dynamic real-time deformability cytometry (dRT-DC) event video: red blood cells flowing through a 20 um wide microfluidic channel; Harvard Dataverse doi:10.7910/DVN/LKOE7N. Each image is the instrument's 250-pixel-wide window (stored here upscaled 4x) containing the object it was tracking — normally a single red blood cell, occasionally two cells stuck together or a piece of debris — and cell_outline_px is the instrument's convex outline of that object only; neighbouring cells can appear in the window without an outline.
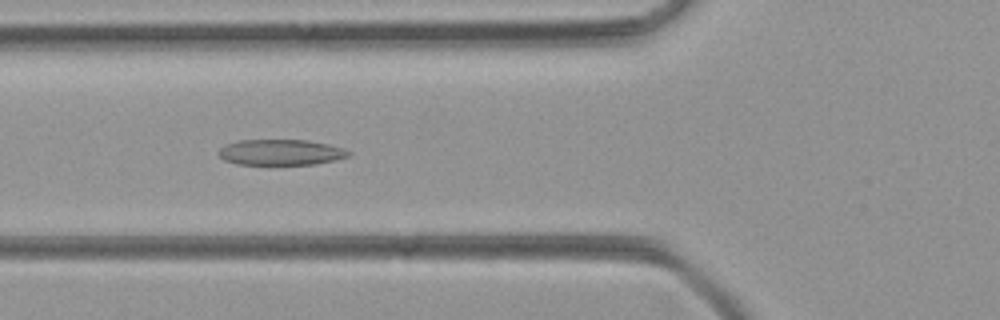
{"species": "common noctule bat (a hibernating species)", "species_latin": "Nyctalus noctula", "temperature_condition": "room temperature", "stored_images_in_passage": 40, "camera_frame_rate_fps": 3000, "um_per_image_px": 0.085, "animal": {"sex": "female", "body_mass_g": 21.9}, "frame": {"image": 1, "passage_image": 9, "time_ms": 2.667, "image_size_px": [1000, 320], "cell_outline_px": [[352, 156], [316, 164], [236, 164], [224, 160], [216, 152], [220, 148], [228, 144], [240, 140], [308, 140], [328, 144], [344, 148], [352, 152]], "centroid_in_image_um": [23.9, 12.94], "position_along_channel_um": 101.9, "area_um2": 19.54}}
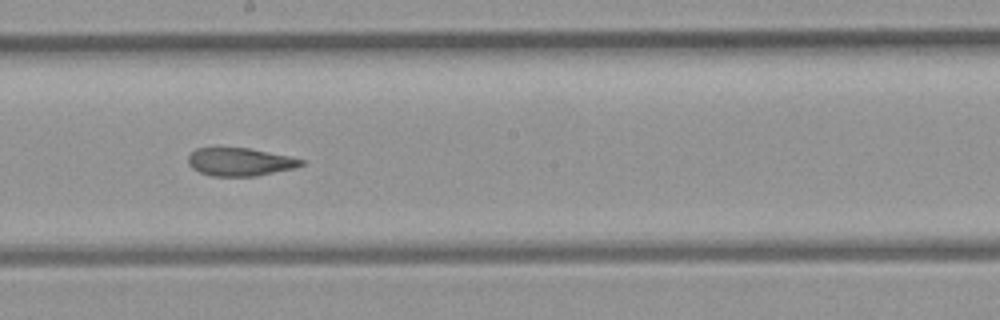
{"frame": {"image": 2, "passage_image": 18, "time_ms": 5.667, "image_size_px": [1000, 320], "cell_outline_px": [[304, 164], [296, 168], [256, 176], [212, 176], [200, 172], [192, 168], [188, 164], [188, 156], [196, 148], [248, 148], [288, 156], [304, 160]], "centroid_in_image_um": [20.39, 13.77], "position_along_channel_um": 227.8, "area_um2": 18.38}}
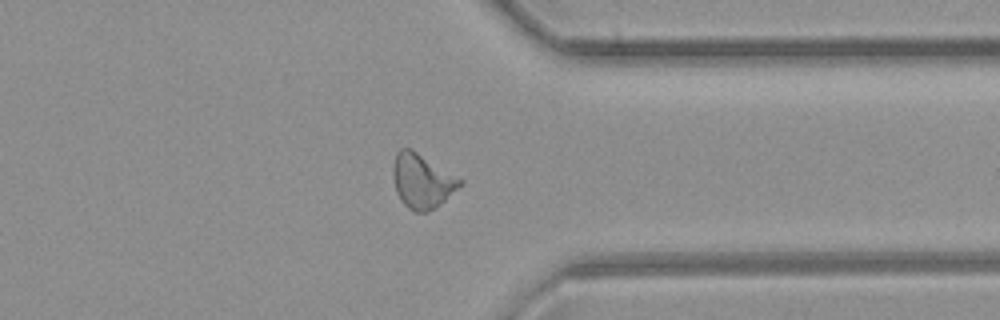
{"frame": {"image": 3, "passage_image": 29, "time_ms": 9.333, "image_size_px": [1000, 320], "cell_outline_px": [[464, 184], [444, 200], [428, 212], [416, 212], [408, 208], [400, 200], [396, 192], [392, 176], [392, 168], [396, 152], [400, 148], [412, 148], [464, 180]], "centroid_in_image_um": [35.87, 15.36], "position_along_channel_um": 375.5, "area_um2": 21.44}}